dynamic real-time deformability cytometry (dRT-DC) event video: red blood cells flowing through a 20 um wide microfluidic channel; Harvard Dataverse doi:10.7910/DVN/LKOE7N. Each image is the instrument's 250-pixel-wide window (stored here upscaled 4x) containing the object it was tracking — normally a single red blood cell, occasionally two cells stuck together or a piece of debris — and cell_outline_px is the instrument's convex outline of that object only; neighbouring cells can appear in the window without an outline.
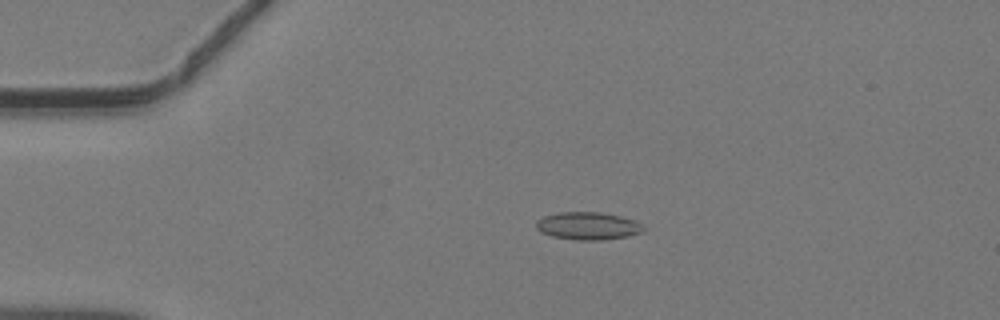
{"species": "common noctule bat (a hibernating species)", "species_latin": "Nyctalus noctula", "temperature_condition": "warm", "stored_images_in_passage": 46, "camera_frame_rate_fps": 3000, "um_per_image_px": 0.085, "animal": {"sex": "male", "body_mass_g": 19.2, "forearm_length_mm": 51.8}, "frame": {"image": 1, "passage_image": 10, "time_ms": 3.0, "image_size_px": [1000, 320], "cell_outline_px": [[644, 228], [640, 232], [628, 236], [600, 240], [576, 240], [552, 236], [540, 232], [536, 228], [536, 220], [544, 216], [560, 212], [600, 212], [620, 216], [636, 220]], "centroid_in_image_um": [49.94, 19.2], "position_along_channel_um": 35.1, "area_um2": 17.22}}
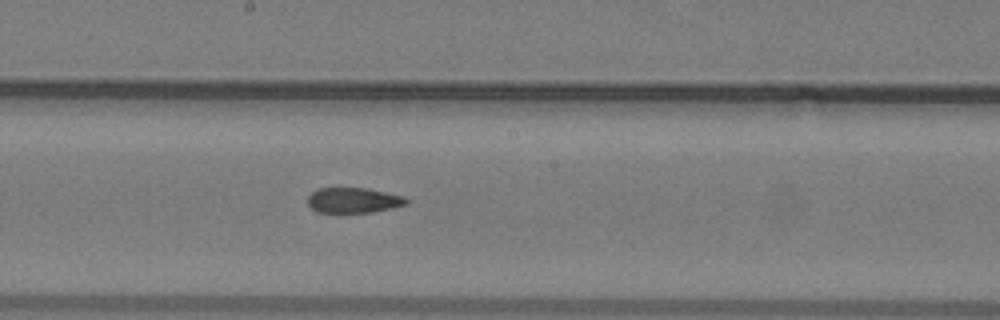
{"frame": {"image": 2, "passage_image": 25, "time_ms": 8.0, "image_size_px": [1000, 320], "cell_outline_px": [[408, 204], [392, 208], [372, 212], [316, 212], [308, 204], [308, 196], [312, 192], [320, 188], [364, 188], [404, 196], [408, 200]], "centroid_in_image_um": [30.05, 17.02], "position_along_channel_um": 218.2, "area_um2": 14.39}}
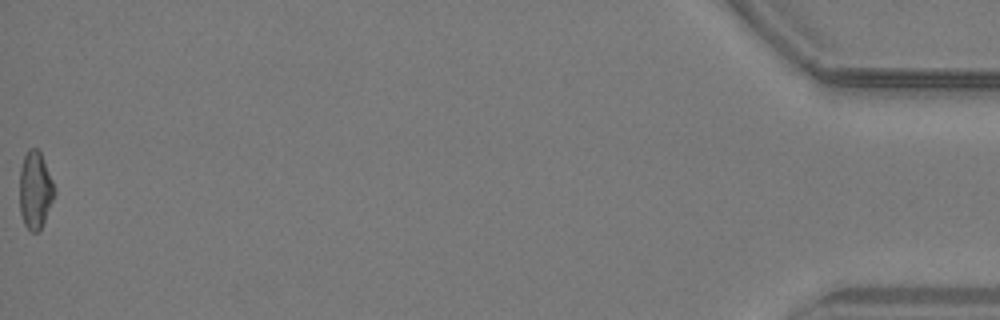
{"frame": {"image": 3, "passage_image": 46, "time_ms": 15.0, "image_size_px": [1000, 320], "cell_outline_px": [[56, 192], [44, 220], [40, 228], [36, 232], [32, 232], [24, 224], [20, 212], [20, 168], [24, 156], [28, 148], [36, 148], [40, 152], [56, 188]], "centroid_in_image_um": [2.99, 16.13], "position_along_channel_um": 432.2, "area_um2": 15.55}}